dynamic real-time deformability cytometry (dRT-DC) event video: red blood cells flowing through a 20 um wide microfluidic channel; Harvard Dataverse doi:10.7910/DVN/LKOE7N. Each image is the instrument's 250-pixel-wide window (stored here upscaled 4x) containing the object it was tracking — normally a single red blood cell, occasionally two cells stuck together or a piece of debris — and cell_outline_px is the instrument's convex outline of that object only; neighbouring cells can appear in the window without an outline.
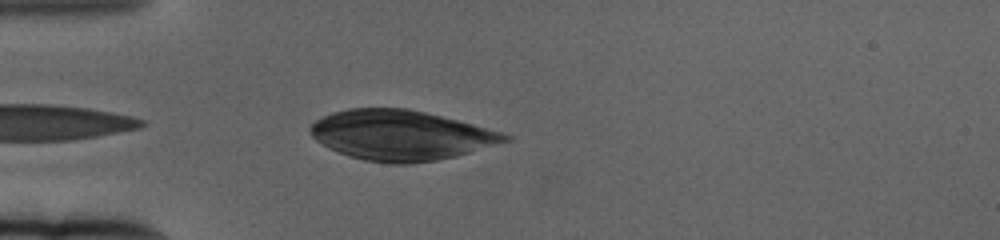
{"species": "human", "species_latin": "Homo sapiens", "temperature_condition": "cold", "stored_images_in_passage": 8, "camera_frame_rate_fps": 3000, "um_per_image_px": 0.085, "donor": {"sex": "female"}, "frame": {"image": 1, "passage_image": 2, "time_ms": 0.333, "image_size_px": [1000, 240], "cell_outline_px": [[512, 140], [456, 156], [436, 160], [412, 164], [392, 164], [364, 160], [348, 156], [328, 148], [316, 140], [312, 136], [308, 128], [316, 120], [332, 112], [348, 108], [408, 108], [472, 124], [500, 132], [512, 136]], "centroid_in_image_um": [34.04, 11.5], "position_along_channel_um": 51.0, "area_um2": 56.53}}
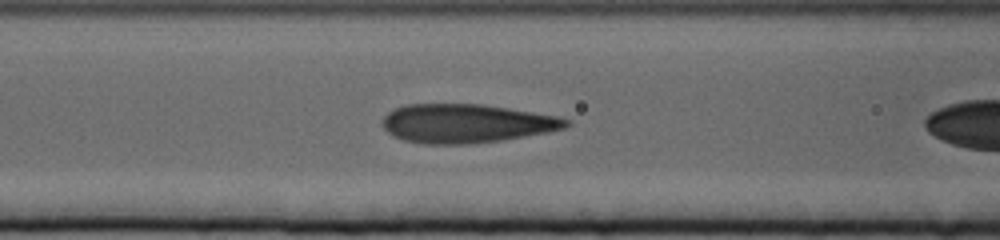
{"frame": {"image": 2, "passage_image": 6, "time_ms": 1.667, "image_size_px": [1000, 240], "cell_outline_px": [[572, 124], [564, 128], [548, 132], [500, 140], [468, 144], [424, 144], [404, 140], [392, 136], [384, 128], [384, 116], [388, 112], [396, 108], [408, 104], [480, 104], [508, 108], [556, 116], [572, 120]], "centroid_in_image_um": [39.64, 10.49], "position_along_channel_um": 127.0, "area_um2": 41.33}}